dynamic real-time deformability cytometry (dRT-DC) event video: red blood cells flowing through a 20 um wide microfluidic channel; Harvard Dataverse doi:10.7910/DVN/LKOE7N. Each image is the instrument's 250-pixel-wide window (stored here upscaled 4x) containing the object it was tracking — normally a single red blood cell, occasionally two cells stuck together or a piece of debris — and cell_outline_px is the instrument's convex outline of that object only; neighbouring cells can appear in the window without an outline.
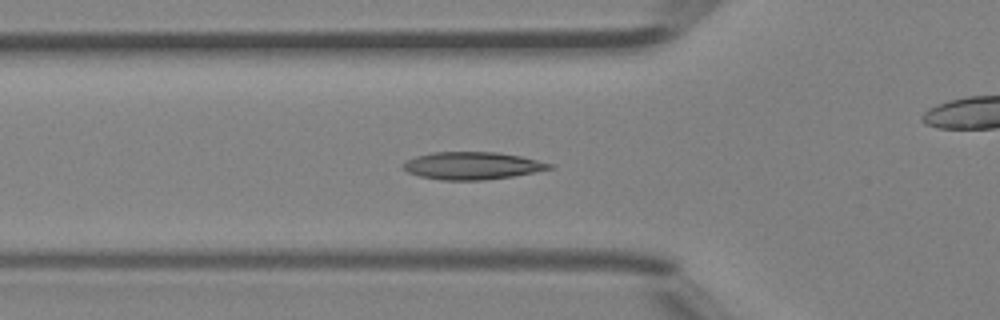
{"species": "Egyptian fruit bat (a non-hibernating species)", "species_latin": "Rousettus aegyptiacus", "temperature_condition": "room temperature", "stored_images_in_passage": 46, "camera_frame_rate_fps": 3000, "um_per_image_px": 0.085, "animal": {"sex": "female"}, "frame": {"image": 1, "passage_image": 15, "time_ms": 4.667, "image_size_px": [1000, 320], "cell_outline_px": [[556, 164], [552, 168], [512, 176], [484, 180], [444, 180], [420, 176], [408, 172], [400, 168], [400, 164], [416, 156], [432, 152], [496, 152], [520, 156]], "centroid_in_image_um": [40.11, 14.08], "position_along_channel_um": 85.7, "area_um2": 23.41}}
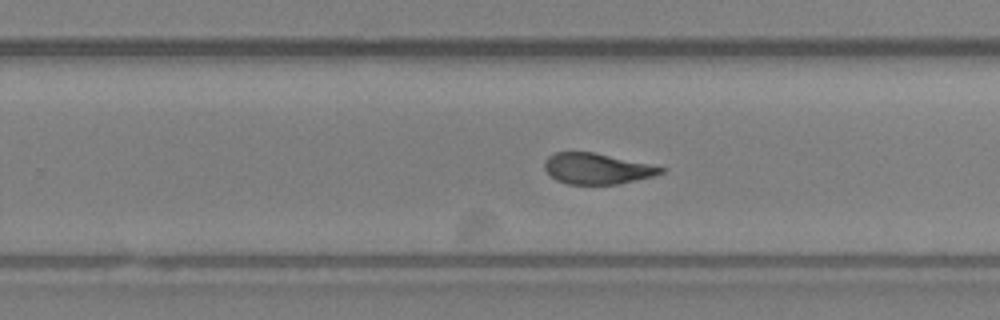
{"frame": {"image": 2, "passage_image": 28, "time_ms": 9.0, "image_size_px": [1000, 320], "cell_outline_px": [[664, 172], [652, 176], [620, 184], [568, 184], [556, 180], [544, 168], [544, 160], [548, 156], [556, 152], [592, 152], [648, 164], [664, 168]], "centroid_in_image_um": [50.69, 14.34], "position_along_channel_um": 279.1, "area_um2": 20.58}}
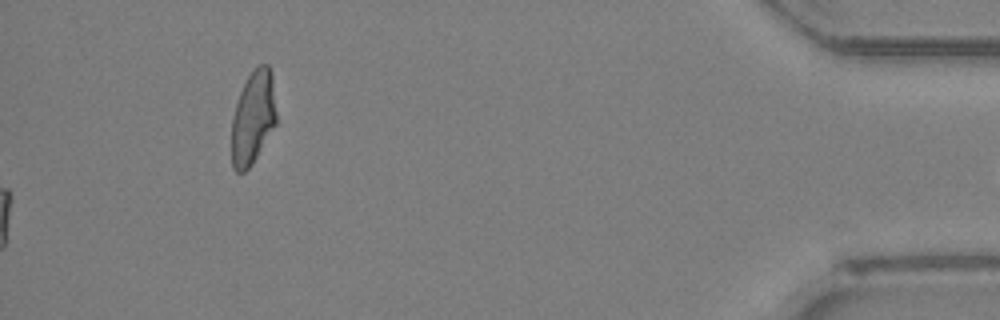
{"frame": {"image": 3, "passage_image": 46, "time_ms": 15.0, "image_size_px": [1000, 320], "cell_outline_px": [[276, 124], [252, 164], [244, 172], [236, 172], [232, 168], [232, 116], [240, 92], [252, 68], [256, 64], [268, 64], [272, 72], [276, 112]], "centroid_in_image_um": [21.51, 9.96], "position_along_channel_um": 413.7, "area_um2": 24.51}, "authors_computed_cell_mechanics": {"area_um2": 22.1952, "velocity_mm_per_s": 4.4762, "shape_relaxation_time_tau1_ms": 8.0931, "shape_relaxation_time_tau2_ms": 1.0733, "deformation_change_tau1": 0.2198, "deformation_change_tau2": 0.0727}}